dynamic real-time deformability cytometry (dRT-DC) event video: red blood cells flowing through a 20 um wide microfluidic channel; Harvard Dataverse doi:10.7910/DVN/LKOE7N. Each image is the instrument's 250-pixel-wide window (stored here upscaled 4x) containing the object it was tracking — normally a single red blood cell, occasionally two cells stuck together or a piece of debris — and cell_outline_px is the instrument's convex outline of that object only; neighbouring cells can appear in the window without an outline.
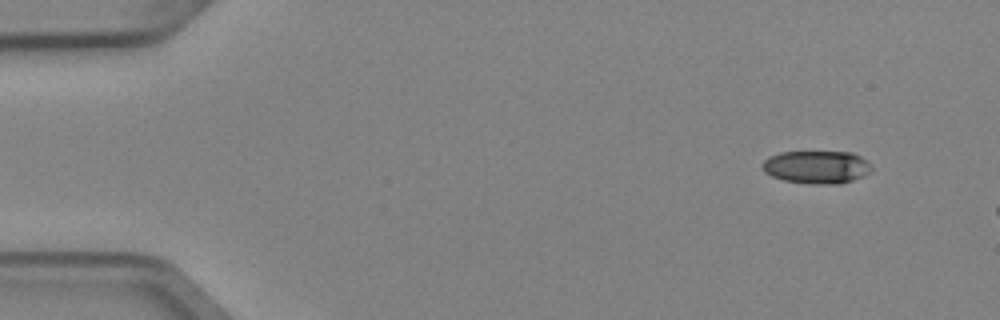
{"species": "Egyptian fruit bat (a non-hibernating species)", "species_latin": "Rousettus aegyptiacus", "temperature_condition": "cold", "stored_images_in_passage": 3, "camera_frame_rate_fps": 3000, "um_per_image_px": 0.085, "animal": {"sex": "female"}, "frame": {"image": 1, "passage_image": 1, "time_ms": 0.0, "image_size_px": [1000, 320], "cell_outline_px": [[872, 172], [864, 176], [840, 184], [812, 184], [784, 180], [772, 176], [764, 172], [760, 164], [768, 156], [780, 152], [852, 152], [868, 160], [872, 164]], "centroid_in_image_um": [69.44, 14.2], "position_along_channel_um": 15.6, "area_um2": 21.27}}